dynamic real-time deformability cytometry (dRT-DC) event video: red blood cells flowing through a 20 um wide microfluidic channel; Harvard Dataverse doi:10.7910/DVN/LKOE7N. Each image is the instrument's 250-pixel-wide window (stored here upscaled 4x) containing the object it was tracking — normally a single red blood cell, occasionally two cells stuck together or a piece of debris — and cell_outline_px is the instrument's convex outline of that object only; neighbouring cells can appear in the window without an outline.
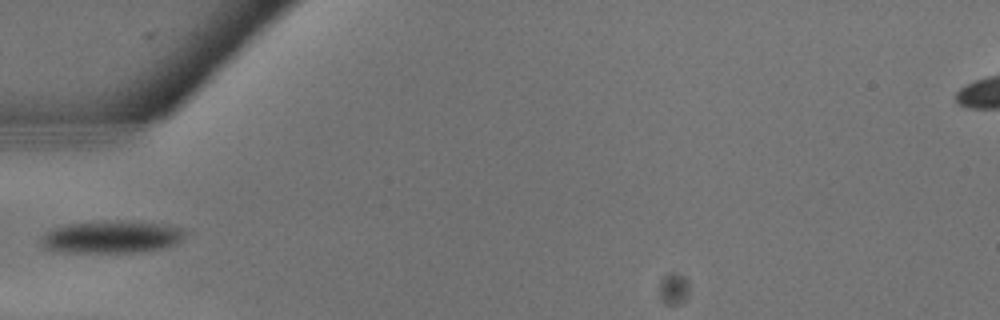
{"species": "common noctule bat (a hibernating species)", "species_latin": "Nyctalus noctula", "temperature_condition": "warm", "stored_images_in_passage": 15, "camera_frame_rate_fps": 3000, "um_per_image_px": 0.085, "animal": {"sex": "male", "body_mass_g": 13.3}, "frame": {"image": 1, "passage_image": 1, "time_ms": 0.0, "image_size_px": [1000, 320], "cell_outline_px": [[184, 240], [176, 244], [160, 248], [140, 252], [52, 252], [40, 240], [48, 232], [56, 228], [68, 224], [160, 224], [180, 228], [184, 232]], "centroid_in_image_um": [9.49, 20.21], "position_along_channel_um": 75.5, "area_um2": 25.37}}
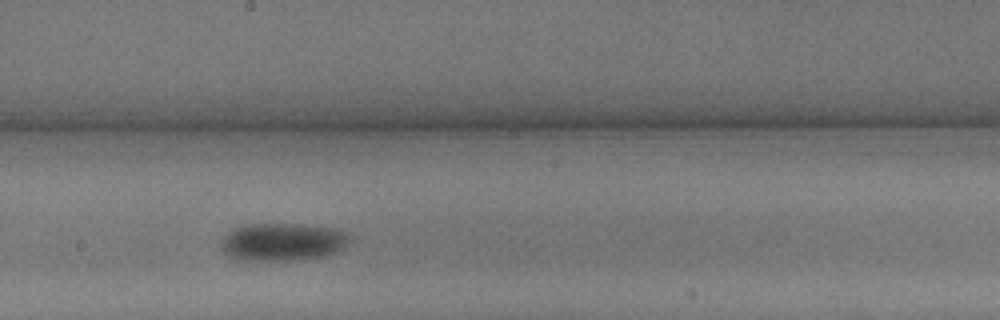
{"frame": {"image": 2, "passage_image": 7, "time_ms": 2.0, "image_size_px": [1000, 320], "cell_outline_px": [[352, 240], [340, 252], [324, 256], [304, 260], [236, 260], [228, 256], [220, 248], [220, 244], [236, 228], [248, 224], [300, 224], [336, 228], [348, 232]], "centroid_in_image_um": [24.13, 20.58], "position_along_channel_um": 224.1, "area_um2": 28.61}}
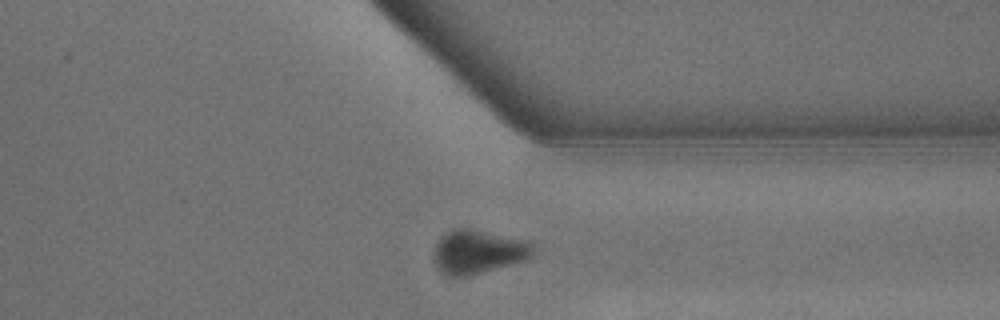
{"frame": {"image": 3, "passage_image": 13, "time_ms": 4.0, "image_size_px": [1000, 320], "cell_outline_px": [[532, 252], [528, 260], [468, 276], [444, 276], [436, 268], [436, 244], [440, 236], [444, 232], [452, 228], [472, 228], [528, 240], [532, 244]], "centroid_in_image_um": [40.63, 21.39], "position_along_channel_um": 370.8, "area_um2": 25.55}}